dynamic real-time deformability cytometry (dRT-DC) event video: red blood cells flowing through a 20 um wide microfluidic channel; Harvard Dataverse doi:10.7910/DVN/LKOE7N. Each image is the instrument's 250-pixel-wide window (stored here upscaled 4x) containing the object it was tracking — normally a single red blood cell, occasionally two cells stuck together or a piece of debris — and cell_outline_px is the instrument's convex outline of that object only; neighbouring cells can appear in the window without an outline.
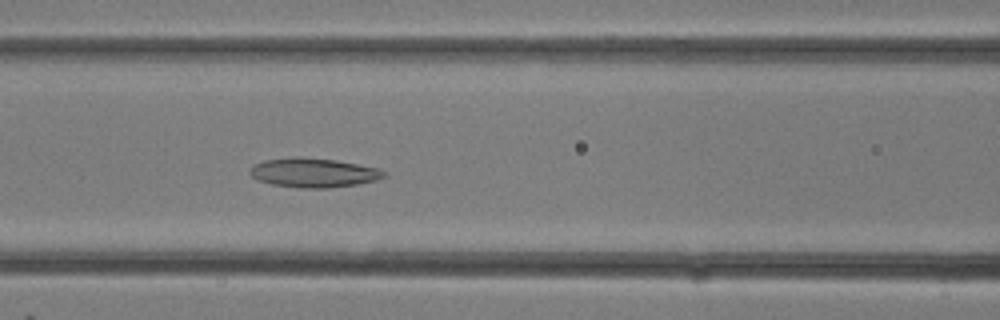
{"species": "common noctule bat (a hibernating species)", "species_latin": "Nyctalus noctula", "temperature_condition": "room temperature", "stored_images_in_passage": 8, "camera_frame_rate_fps": 3000, "um_per_image_px": 0.085, "animal": {"sex": "female"}, "frame": {"image": 1, "passage_image": 8, "time_ms": 2.333, "image_size_px": [1000, 320], "cell_outline_px": [[388, 176], [376, 180], [356, 184], [328, 188], [300, 188], [272, 184], [256, 180], [248, 172], [256, 164], [264, 160], [296, 156], [336, 160], [380, 168]], "centroid_in_image_um": [26.66, 14.68], "position_along_channel_um": 139.9, "area_um2": 22.89}}